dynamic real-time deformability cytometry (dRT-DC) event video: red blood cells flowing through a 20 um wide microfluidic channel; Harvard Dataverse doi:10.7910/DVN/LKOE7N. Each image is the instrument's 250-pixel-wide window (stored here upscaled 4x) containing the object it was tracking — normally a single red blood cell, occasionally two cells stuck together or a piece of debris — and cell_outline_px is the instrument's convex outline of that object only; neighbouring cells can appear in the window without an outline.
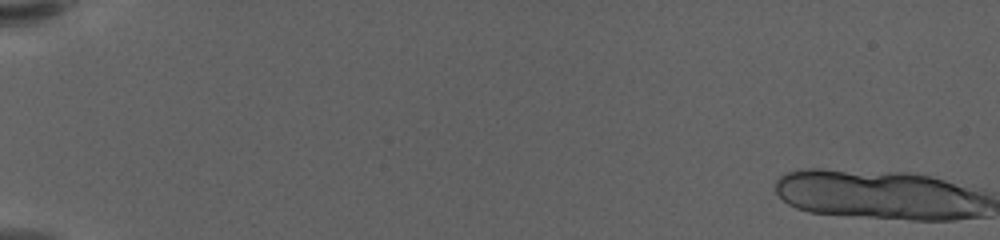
{"species": "human", "species_latin": "Homo sapiens", "temperature_condition": "warm", "stored_images_in_passage": 19, "camera_frame_rate_fps": 3000, "um_per_image_px": 0.085, "donor": {"sex": "female"}, "frame": {"image": 1, "passage_image": 1, "time_ms": 0.0, "image_size_px": [1000, 240], "cell_outline_px": [[972, 216], [932, 220], [816, 212], [800, 208], [784, 200], [780, 196], [780, 180], [784, 176], [796, 172], [840, 172], [920, 176], [940, 180], [960, 188], [968, 192]], "centroid_in_image_um": [74.42, 16.6], "position_along_channel_um": 10.6, "area_um2": 52.94}}